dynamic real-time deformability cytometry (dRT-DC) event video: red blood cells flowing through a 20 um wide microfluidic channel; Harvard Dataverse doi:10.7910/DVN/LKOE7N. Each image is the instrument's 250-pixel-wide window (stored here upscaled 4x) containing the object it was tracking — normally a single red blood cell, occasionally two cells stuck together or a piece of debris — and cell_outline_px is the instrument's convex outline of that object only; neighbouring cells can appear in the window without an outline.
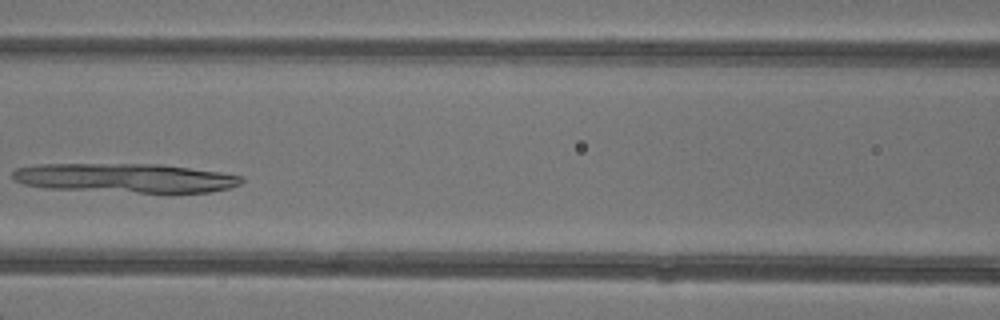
{"species": "common noctule bat (a hibernating species)", "species_latin": "Nyctalus noctula", "temperature_condition": "warm", "stored_images_in_passage": 5, "camera_frame_rate_fps": 3000, "um_per_image_px": 0.085, "animal": {"sex": "female"}, "frame": {"image": 1, "passage_image": 5, "time_ms": 4.667, "image_size_px": [1000, 320], "cell_outline_px": [[244, 180], [240, 184], [228, 188], [208, 192], [168, 196], [48, 188], [24, 184], [12, 180], [12, 172], [16, 168], [40, 164], [160, 164], [220, 172], [240, 176]], "centroid_in_image_um": [10.7, 15.18], "position_along_channel_um": 155.9, "area_um2": 40.4}}